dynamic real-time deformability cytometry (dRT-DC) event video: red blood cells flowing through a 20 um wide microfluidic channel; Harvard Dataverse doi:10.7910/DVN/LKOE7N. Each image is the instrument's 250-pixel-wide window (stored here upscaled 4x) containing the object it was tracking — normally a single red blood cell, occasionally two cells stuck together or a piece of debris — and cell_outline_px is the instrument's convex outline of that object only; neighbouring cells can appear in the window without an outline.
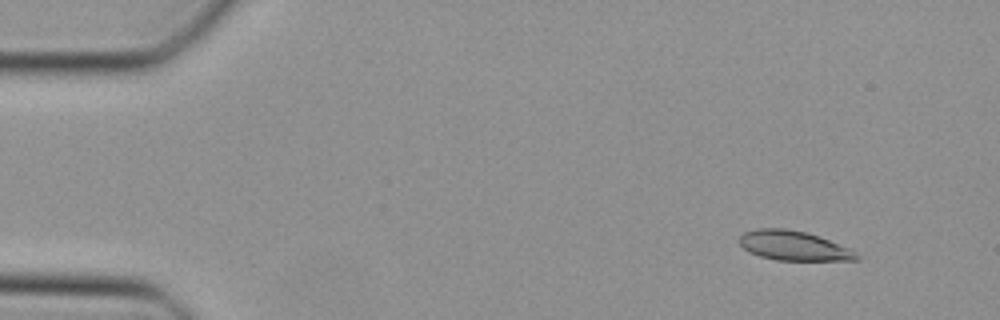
{"species": "Egyptian fruit bat (a non-hibernating species)", "species_latin": "Rousettus aegyptiacus", "temperature_condition": "cold", "stored_images_in_passage": 46, "camera_frame_rate_fps": 3000, "um_per_image_px": 0.085, "animal": {"sex": "female"}, "frame": {"image": 1, "passage_image": 3, "time_ms": 0.667, "image_size_px": [1000, 320], "cell_outline_px": [[860, 260], [776, 260], [760, 256], [744, 248], [736, 240], [744, 232], [756, 228], [784, 228], [808, 232], [820, 236], [852, 248], [860, 256]], "centroid_in_image_um": [67.5, 20.87], "position_along_channel_um": 17.5, "area_um2": 20.46}}
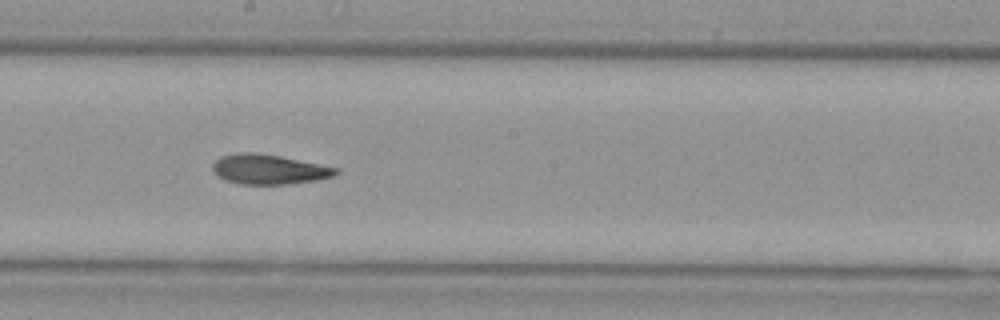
{"frame": {"image": 2, "passage_image": 25, "time_ms": 8.0, "image_size_px": [1000, 320], "cell_outline_px": [[340, 172], [332, 176], [316, 180], [288, 184], [240, 184], [224, 180], [212, 168], [212, 164], [220, 156], [240, 152], [252, 152], [280, 156], [336, 168]], "centroid_in_image_um": [22.82, 14.39], "position_along_channel_um": 225.4, "area_um2": 21.1}}
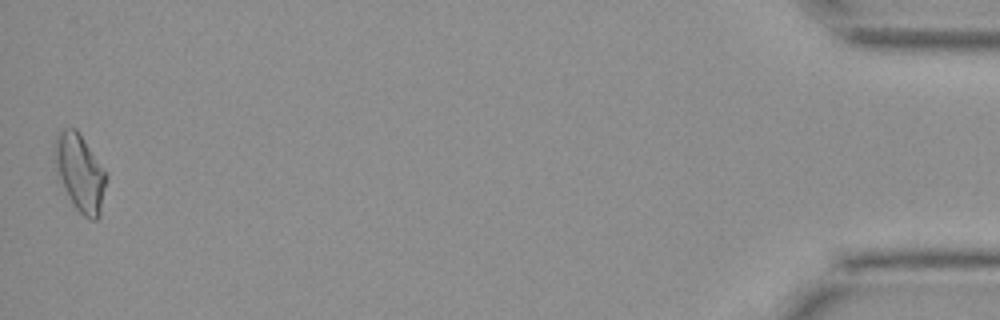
{"frame": {"image": 3, "passage_image": 46, "time_ms": 15.0, "image_size_px": [1000, 320], "cell_outline_px": [[108, 176], [100, 216], [96, 220], [88, 220], [76, 208], [64, 188], [56, 172], [56, 132], [64, 128], [76, 128]], "centroid_in_image_um": [6.83, 14.71], "position_along_channel_um": 428.4, "area_um2": 22.72}}